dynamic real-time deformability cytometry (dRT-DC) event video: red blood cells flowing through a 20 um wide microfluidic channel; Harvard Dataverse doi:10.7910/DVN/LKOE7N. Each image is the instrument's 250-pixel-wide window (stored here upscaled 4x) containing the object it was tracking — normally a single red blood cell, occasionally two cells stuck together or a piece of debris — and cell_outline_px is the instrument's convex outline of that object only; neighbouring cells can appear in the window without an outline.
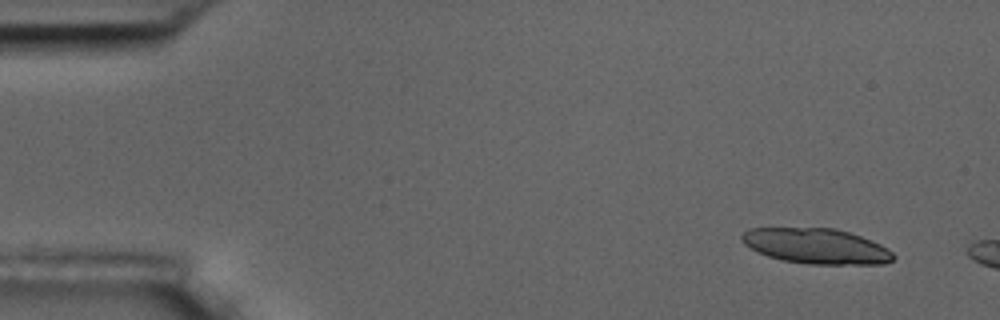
{"species": "common noctule bat (a hibernating species)", "species_latin": "Nyctalus noctula", "temperature_condition": "room temperature", "stored_images_in_passage": 3, "camera_frame_rate_fps": 3000, "um_per_image_px": 0.085, "animal": {"sex": "male", "body_mass_g": 17.5, "forearm_length_mm": 52.3}, "frame": {"image": 1, "passage_image": 1, "time_ms": 0.0, "image_size_px": [1000, 320], "cell_outline_px": [[896, 256], [892, 260], [884, 264], [808, 264], [784, 260], [768, 256], [756, 252], [744, 244], [740, 240], [740, 236], [748, 228], [836, 228], [872, 240], [888, 248]], "centroid_in_image_um": [69.37, 20.92], "position_along_channel_um": 15.6, "area_um2": 31.33}}